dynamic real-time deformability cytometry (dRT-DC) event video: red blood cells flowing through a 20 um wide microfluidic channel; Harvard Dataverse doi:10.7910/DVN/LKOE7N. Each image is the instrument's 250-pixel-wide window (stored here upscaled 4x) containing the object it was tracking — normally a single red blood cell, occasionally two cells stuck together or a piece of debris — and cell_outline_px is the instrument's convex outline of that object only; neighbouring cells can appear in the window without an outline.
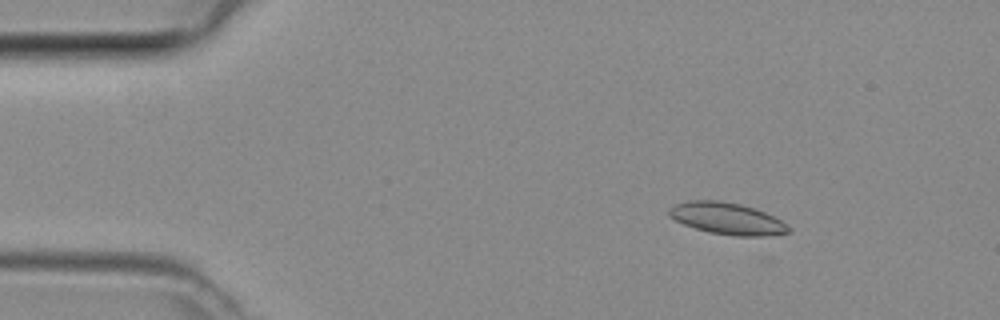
{"species": "common noctule bat (a hibernating species)", "species_latin": "Nyctalus noctula", "temperature_condition": "room temperature", "stored_images_in_passage": 15, "camera_frame_rate_fps": 3000, "um_per_image_px": 0.085, "animal": {"sex": "female", "body_mass_g": 29.2, "forearm_length_mm": 56.3}, "frame": {"image": 1, "passage_image": 7, "time_ms": 2.0, "image_size_px": [1000, 320], "cell_outline_px": [[792, 228], [788, 232], [760, 236], [736, 236], [708, 232], [684, 224], [668, 216], [668, 208], [676, 204], [688, 200], [716, 200], [740, 204], [764, 212], [780, 220]], "centroid_in_image_um": [61.76, 18.57], "position_along_channel_um": 23.2, "area_um2": 21.85}}
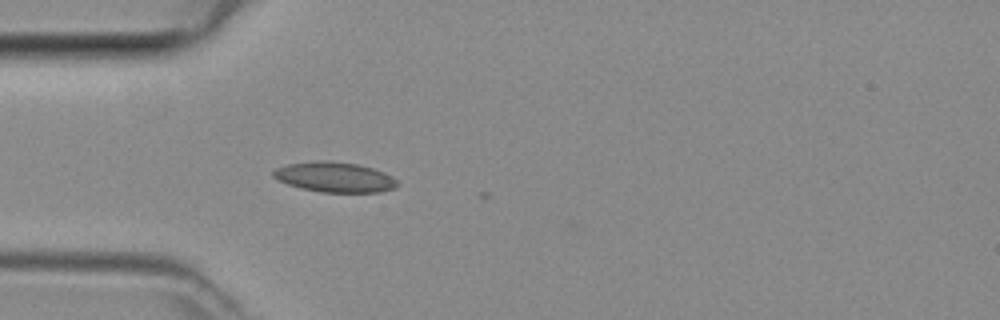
{"frame": {"image": 2, "passage_image": 14, "time_ms": 4.333, "image_size_px": [1000, 320], "cell_outline_px": [[400, 184], [396, 188], [380, 192], [320, 192], [300, 188], [288, 184], [272, 176], [272, 172], [276, 168], [288, 164], [316, 160], [324, 160], [356, 164], [372, 168], [384, 172], [392, 176]], "centroid_in_image_um": [28.46, 15.06], "position_along_channel_um": 56.5, "area_um2": 21.79}}